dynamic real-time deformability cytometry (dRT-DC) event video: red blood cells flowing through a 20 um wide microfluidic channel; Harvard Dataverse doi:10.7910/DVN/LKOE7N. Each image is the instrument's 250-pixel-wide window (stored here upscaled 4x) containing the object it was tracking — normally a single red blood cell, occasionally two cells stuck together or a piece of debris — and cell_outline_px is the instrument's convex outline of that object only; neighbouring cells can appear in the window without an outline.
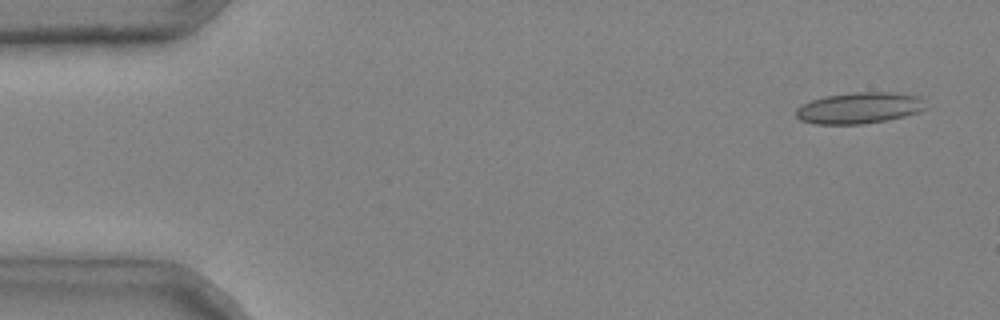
{"species": "common noctule bat (a hibernating species)", "species_latin": "Nyctalus noctula", "temperature_condition": "cold", "stored_images_in_passage": 2, "camera_frame_rate_fps": 3000, "um_per_image_px": 0.085, "animal": {"sex": "male", "body_mass_g": 20.4}, "frame": {"image": 1, "passage_image": 1, "time_ms": 0.0, "image_size_px": [1000, 320], "cell_outline_px": [[928, 108], [904, 116], [884, 120], [860, 124], [816, 124], [800, 120], [796, 116], [796, 108], [812, 100], [824, 96], [852, 92], [896, 92], [920, 96], [924, 100]], "centroid_in_image_um": [73.06, 9.16], "position_along_channel_um": 11.9, "area_um2": 23.64}}